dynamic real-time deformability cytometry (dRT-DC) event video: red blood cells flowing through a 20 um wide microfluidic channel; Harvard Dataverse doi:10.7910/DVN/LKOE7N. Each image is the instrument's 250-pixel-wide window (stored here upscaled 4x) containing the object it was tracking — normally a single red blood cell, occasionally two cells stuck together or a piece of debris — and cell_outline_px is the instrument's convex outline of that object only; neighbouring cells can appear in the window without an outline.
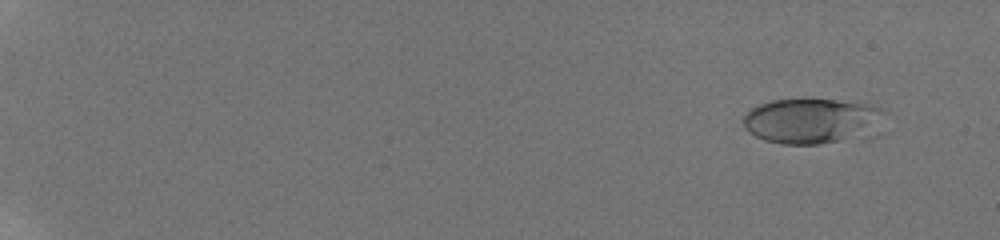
{"species": "human", "species_latin": "Homo sapiens", "temperature_condition": "room temperature", "stored_images_in_passage": 15, "camera_frame_rate_fps": 3000, "um_per_image_px": 0.085, "donor": {"sex": "male"}, "frame": {"image": 1, "passage_image": 3, "time_ms": 1.333, "image_size_px": [1000, 240], "cell_outline_px": [[888, 112], [880, 136], [820, 144], [780, 144], [764, 140], [748, 132], [744, 128], [744, 116], [756, 104], [772, 100], [796, 96], [804, 96], [852, 100], [880, 104]], "centroid_in_image_um": [69.25, 10.23], "position_along_channel_um": 15.8, "area_um2": 40.63}}
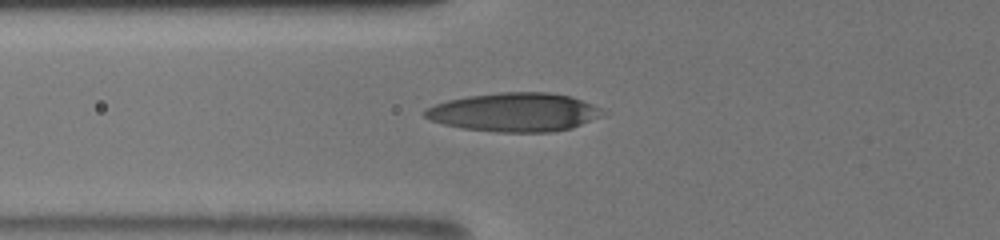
{"frame": {"image": 2, "passage_image": 13, "time_ms": 8.0, "image_size_px": [1000, 240], "cell_outline_px": [[604, 116], [572, 128], [552, 132], [496, 132], [464, 128], [444, 124], [432, 120], [424, 116], [424, 112], [428, 108], [436, 104], [448, 100], [468, 96], [496, 92], [548, 92], [572, 96], [604, 108]], "centroid_in_image_um": [43.81, 9.53], "position_along_channel_um": 82.0, "area_um2": 40.29}}
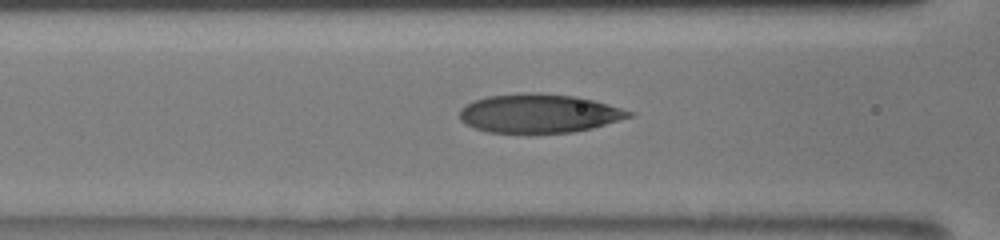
{"frame": {"image": 3, "passage_image": 15, "time_ms": 9.0, "image_size_px": [1000, 240], "cell_outline_px": [[636, 112], [632, 116], [592, 128], [572, 132], [488, 132], [476, 128], [460, 120], [460, 108], [472, 100], [488, 96], [528, 92], [536, 92], [576, 96], [608, 104]], "centroid_in_image_um": [45.82, 9.62], "position_along_channel_um": 120.8, "area_um2": 38.09}}